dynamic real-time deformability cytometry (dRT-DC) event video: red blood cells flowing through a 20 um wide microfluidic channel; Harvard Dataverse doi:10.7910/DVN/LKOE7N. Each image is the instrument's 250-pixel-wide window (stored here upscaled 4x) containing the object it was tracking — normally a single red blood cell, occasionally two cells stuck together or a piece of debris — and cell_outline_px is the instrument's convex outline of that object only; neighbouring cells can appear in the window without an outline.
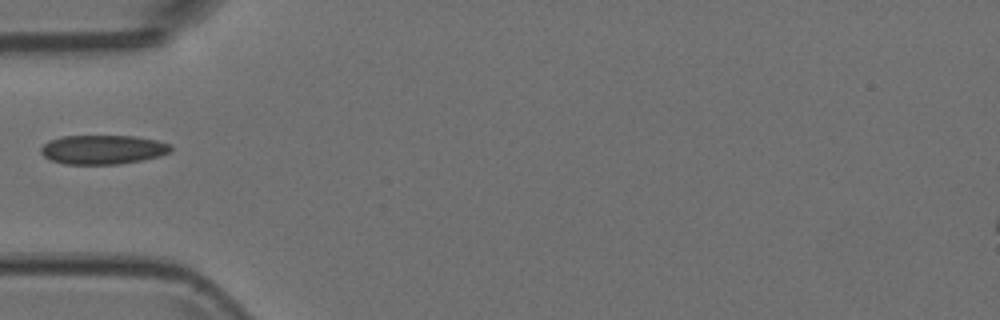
{"species": "Egyptian fruit bat (a non-hibernating species)", "species_latin": "Rousettus aegyptiacus", "temperature_condition": "room temperature", "stored_images_in_passage": 1, "camera_frame_rate_fps": 3000, "um_per_image_px": 0.085, "animal": {"sex": "female"}, "frame": {"image": 1, "passage_image": 1, "time_ms": 0.0, "image_size_px": [1000, 320], "cell_outline_px": [[172, 152], [160, 156], [120, 164], [64, 164], [52, 160], [44, 156], [40, 152], [40, 148], [48, 140], [60, 136], [136, 136], [156, 140], [172, 144]], "centroid_in_image_um": [8.75, 12.71], "position_along_channel_um": 76.2, "area_um2": 22.25}}